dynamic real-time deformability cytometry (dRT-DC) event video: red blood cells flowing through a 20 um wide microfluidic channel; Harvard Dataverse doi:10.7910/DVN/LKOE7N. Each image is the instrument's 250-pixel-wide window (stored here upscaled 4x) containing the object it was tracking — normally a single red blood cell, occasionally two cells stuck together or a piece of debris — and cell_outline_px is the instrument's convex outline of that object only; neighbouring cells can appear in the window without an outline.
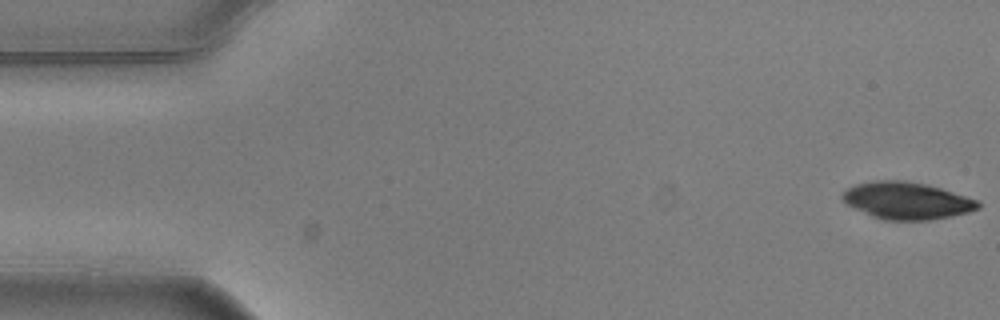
{"species": "common noctule bat (a hibernating species)", "species_latin": "Nyctalus noctula", "temperature_condition": "warm", "stored_images_in_passage": 6, "camera_frame_rate_fps": 3000, "um_per_image_px": 0.085, "animal": {"sex": "male", "body_mass_g": 20.5, "forearm_length_mm": 52.5}, "frame": {"image": 1, "passage_image": 1, "time_ms": 0.0, "image_size_px": [1000, 320], "cell_outline_px": [[980, 208], [968, 212], [952, 216], [928, 220], [884, 220], [872, 216], [848, 204], [840, 196], [848, 188], [856, 184], [872, 180], [908, 180], [928, 184], [980, 200]], "centroid_in_image_um": [77.12, 17.04], "position_along_channel_um": 7.9, "area_um2": 29.42}}